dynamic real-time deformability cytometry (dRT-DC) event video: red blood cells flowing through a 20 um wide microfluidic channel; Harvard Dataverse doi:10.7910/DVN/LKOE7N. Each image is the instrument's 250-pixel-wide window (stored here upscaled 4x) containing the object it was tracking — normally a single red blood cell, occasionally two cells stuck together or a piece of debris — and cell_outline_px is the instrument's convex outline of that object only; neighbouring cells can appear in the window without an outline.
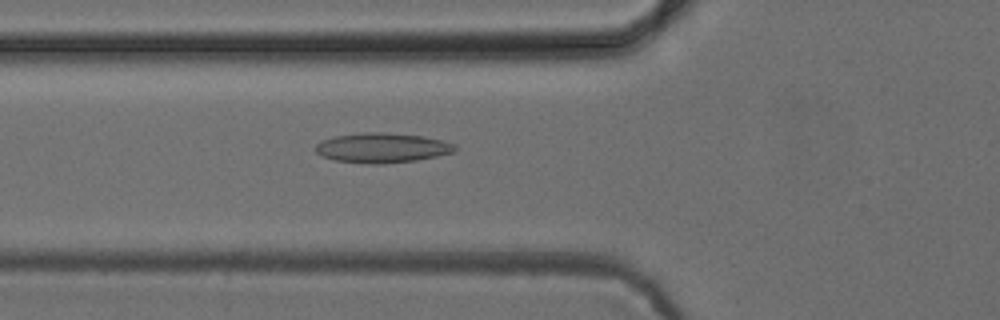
{"species": "common noctule bat (a hibernating species)", "species_latin": "Nyctalus noctula", "temperature_condition": "cold", "stored_images_in_passage": 52, "camera_frame_rate_fps": 3000, "um_per_image_px": 0.085, "animal": {"sex": "female", "body_mass_g": 24.6, "forearm_length_mm": 56.2}, "frame": {"image": 1, "passage_image": 19, "time_ms": 6.0, "image_size_px": [1000, 320], "cell_outline_px": [[456, 148], [452, 152], [436, 156], [416, 160], [384, 164], [376, 164], [336, 160], [320, 156], [316, 152], [316, 144], [320, 140], [336, 136], [364, 132], [380, 132], [424, 136], [456, 144]], "centroid_in_image_um": [32.45, 12.56], "position_along_channel_um": 93.3, "area_um2": 24.04}}
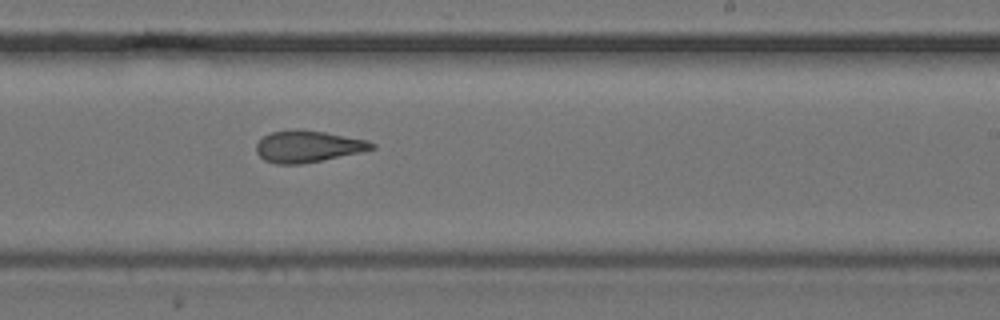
{"frame": {"image": 2, "passage_image": 32, "time_ms": 10.333, "image_size_px": [1000, 320], "cell_outline_px": [[376, 148], [360, 152], [300, 164], [276, 164], [264, 160], [256, 152], [256, 144], [264, 136], [272, 132], [296, 128], [300, 128], [324, 132], [368, 140], [376, 144]], "centroid_in_image_um": [26.16, 12.43], "position_along_channel_um": 262.8, "area_um2": 21.27}}
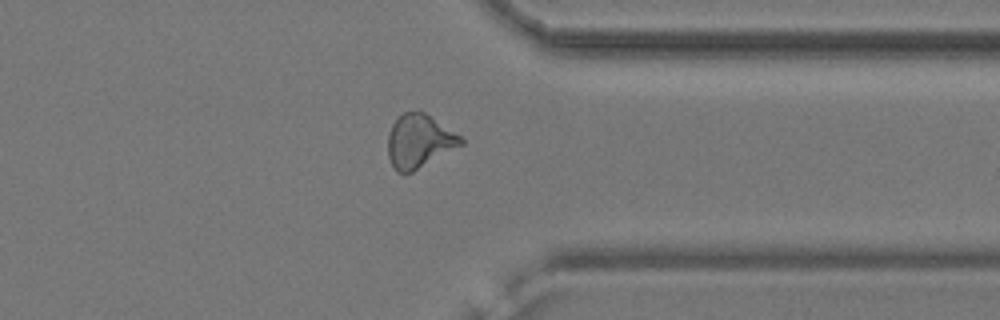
{"frame": {"image": 3, "passage_image": 41, "time_ms": 13.333, "image_size_px": [1000, 320], "cell_outline_px": [[464, 144], [412, 172], [396, 172], [388, 156], [388, 132], [396, 116], [404, 112], [424, 112], [460, 136], [464, 140]], "centroid_in_image_um": [35.6, 12.0], "position_along_channel_um": 375.8, "area_um2": 22.54}, "authors_computed_cell_mechanics": {"area_um2": 22.8021, "velocity_mm_per_s": 3.8957, "shape_relaxation_time_tau1_ms": null, "shape_relaxation_time_tau2_ms": 2.7565, "deformation_change_tau1": null, "deformation_change_tau2": 0.1202}}